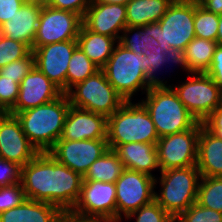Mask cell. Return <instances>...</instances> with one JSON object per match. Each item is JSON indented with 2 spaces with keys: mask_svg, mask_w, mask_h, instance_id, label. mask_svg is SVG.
Listing matches in <instances>:
<instances>
[{
  "mask_svg": "<svg viewBox=\"0 0 222 222\" xmlns=\"http://www.w3.org/2000/svg\"><path fill=\"white\" fill-rule=\"evenodd\" d=\"M20 182L26 199L50 203L65 212L79 199L83 176L57 162L49 152H39L21 167Z\"/></svg>",
  "mask_w": 222,
  "mask_h": 222,
  "instance_id": "1",
  "label": "cell"
},
{
  "mask_svg": "<svg viewBox=\"0 0 222 222\" xmlns=\"http://www.w3.org/2000/svg\"><path fill=\"white\" fill-rule=\"evenodd\" d=\"M70 102L66 93L49 103L13 114L38 152H48L61 138Z\"/></svg>",
  "mask_w": 222,
  "mask_h": 222,
  "instance_id": "2",
  "label": "cell"
},
{
  "mask_svg": "<svg viewBox=\"0 0 222 222\" xmlns=\"http://www.w3.org/2000/svg\"><path fill=\"white\" fill-rule=\"evenodd\" d=\"M158 139L152 118L141 101L136 104L124 101L123 105L107 118L109 149L132 142L157 144Z\"/></svg>",
  "mask_w": 222,
  "mask_h": 222,
  "instance_id": "3",
  "label": "cell"
},
{
  "mask_svg": "<svg viewBox=\"0 0 222 222\" xmlns=\"http://www.w3.org/2000/svg\"><path fill=\"white\" fill-rule=\"evenodd\" d=\"M141 102L147 108L159 138L191 129L198 123L171 85H153Z\"/></svg>",
  "mask_w": 222,
  "mask_h": 222,
  "instance_id": "4",
  "label": "cell"
},
{
  "mask_svg": "<svg viewBox=\"0 0 222 222\" xmlns=\"http://www.w3.org/2000/svg\"><path fill=\"white\" fill-rule=\"evenodd\" d=\"M102 70L125 101H132L133 95L140 89L146 93L153 86L146 75L144 55L136 54L118 42Z\"/></svg>",
  "mask_w": 222,
  "mask_h": 222,
  "instance_id": "5",
  "label": "cell"
},
{
  "mask_svg": "<svg viewBox=\"0 0 222 222\" xmlns=\"http://www.w3.org/2000/svg\"><path fill=\"white\" fill-rule=\"evenodd\" d=\"M161 190L154 193V200L176 219L197 202L200 172L196 165L160 171Z\"/></svg>",
  "mask_w": 222,
  "mask_h": 222,
  "instance_id": "6",
  "label": "cell"
},
{
  "mask_svg": "<svg viewBox=\"0 0 222 222\" xmlns=\"http://www.w3.org/2000/svg\"><path fill=\"white\" fill-rule=\"evenodd\" d=\"M195 0L172 2L165 15L149 24V36L159 42L163 52L168 49L185 50L195 38Z\"/></svg>",
  "mask_w": 222,
  "mask_h": 222,
  "instance_id": "7",
  "label": "cell"
},
{
  "mask_svg": "<svg viewBox=\"0 0 222 222\" xmlns=\"http://www.w3.org/2000/svg\"><path fill=\"white\" fill-rule=\"evenodd\" d=\"M66 95L71 106L107 118L117 111L125 101L108 82L102 69L72 86Z\"/></svg>",
  "mask_w": 222,
  "mask_h": 222,
  "instance_id": "8",
  "label": "cell"
},
{
  "mask_svg": "<svg viewBox=\"0 0 222 222\" xmlns=\"http://www.w3.org/2000/svg\"><path fill=\"white\" fill-rule=\"evenodd\" d=\"M172 88L198 122L222 105V89L207 73H190L186 81Z\"/></svg>",
  "mask_w": 222,
  "mask_h": 222,
  "instance_id": "9",
  "label": "cell"
},
{
  "mask_svg": "<svg viewBox=\"0 0 222 222\" xmlns=\"http://www.w3.org/2000/svg\"><path fill=\"white\" fill-rule=\"evenodd\" d=\"M157 181L155 177L125 168L115 182L116 222H121L122 215L126 218L140 207L151 203Z\"/></svg>",
  "mask_w": 222,
  "mask_h": 222,
  "instance_id": "10",
  "label": "cell"
},
{
  "mask_svg": "<svg viewBox=\"0 0 222 222\" xmlns=\"http://www.w3.org/2000/svg\"><path fill=\"white\" fill-rule=\"evenodd\" d=\"M70 212L97 222H116L115 183L83 180L79 199Z\"/></svg>",
  "mask_w": 222,
  "mask_h": 222,
  "instance_id": "11",
  "label": "cell"
},
{
  "mask_svg": "<svg viewBox=\"0 0 222 222\" xmlns=\"http://www.w3.org/2000/svg\"><path fill=\"white\" fill-rule=\"evenodd\" d=\"M203 123L193 128L160 137L157 141L160 171L196 165L198 138Z\"/></svg>",
  "mask_w": 222,
  "mask_h": 222,
  "instance_id": "12",
  "label": "cell"
},
{
  "mask_svg": "<svg viewBox=\"0 0 222 222\" xmlns=\"http://www.w3.org/2000/svg\"><path fill=\"white\" fill-rule=\"evenodd\" d=\"M83 18L68 10H58L43 3L32 49L51 43L77 40Z\"/></svg>",
  "mask_w": 222,
  "mask_h": 222,
  "instance_id": "13",
  "label": "cell"
},
{
  "mask_svg": "<svg viewBox=\"0 0 222 222\" xmlns=\"http://www.w3.org/2000/svg\"><path fill=\"white\" fill-rule=\"evenodd\" d=\"M108 149L107 139L58 140L48 152L57 162L84 176Z\"/></svg>",
  "mask_w": 222,
  "mask_h": 222,
  "instance_id": "14",
  "label": "cell"
},
{
  "mask_svg": "<svg viewBox=\"0 0 222 222\" xmlns=\"http://www.w3.org/2000/svg\"><path fill=\"white\" fill-rule=\"evenodd\" d=\"M77 47V40H68L32 49L35 67L57 85L63 93H66V74L69 61Z\"/></svg>",
  "mask_w": 222,
  "mask_h": 222,
  "instance_id": "15",
  "label": "cell"
},
{
  "mask_svg": "<svg viewBox=\"0 0 222 222\" xmlns=\"http://www.w3.org/2000/svg\"><path fill=\"white\" fill-rule=\"evenodd\" d=\"M39 152L29 142L17 117L0 114V158L23 167Z\"/></svg>",
  "mask_w": 222,
  "mask_h": 222,
  "instance_id": "16",
  "label": "cell"
},
{
  "mask_svg": "<svg viewBox=\"0 0 222 222\" xmlns=\"http://www.w3.org/2000/svg\"><path fill=\"white\" fill-rule=\"evenodd\" d=\"M62 94V90L34 66L19 84L18 99L8 113L17 114L35 108L54 101Z\"/></svg>",
  "mask_w": 222,
  "mask_h": 222,
  "instance_id": "17",
  "label": "cell"
},
{
  "mask_svg": "<svg viewBox=\"0 0 222 222\" xmlns=\"http://www.w3.org/2000/svg\"><path fill=\"white\" fill-rule=\"evenodd\" d=\"M83 25L90 31L118 41L119 34L127 27L126 6L93 2L83 16Z\"/></svg>",
  "mask_w": 222,
  "mask_h": 222,
  "instance_id": "18",
  "label": "cell"
},
{
  "mask_svg": "<svg viewBox=\"0 0 222 222\" xmlns=\"http://www.w3.org/2000/svg\"><path fill=\"white\" fill-rule=\"evenodd\" d=\"M107 139V117L70 106L59 140Z\"/></svg>",
  "mask_w": 222,
  "mask_h": 222,
  "instance_id": "19",
  "label": "cell"
},
{
  "mask_svg": "<svg viewBox=\"0 0 222 222\" xmlns=\"http://www.w3.org/2000/svg\"><path fill=\"white\" fill-rule=\"evenodd\" d=\"M43 2L25 1L16 14L1 24V35L15 41L34 44Z\"/></svg>",
  "mask_w": 222,
  "mask_h": 222,
  "instance_id": "20",
  "label": "cell"
},
{
  "mask_svg": "<svg viewBox=\"0 0 222 222\" xmlns=\"http://www.w3.org/2000/svg\"><path fill=\"white\" fill-rule=\"evenodd\" d=\"M127 169L155 177L151 172L160 169L156 144L132 142L117 145L114 149Z\"/></svg>",
  "mask_w": 222,
  "mask_h": 222,
  "instance_id": "21",
  "label": "cell"
},
{
  "mask_svg": "<svg viewBox=\"0 0 222 222\" xmlns=\"http://www.w3.org/2000/svg\"><path fill=\"white\" fill-rule=\"evenodd\" d=\"M196 166L201 177L222 176V139L204 126L200 129Z\"/></svg>",
  "mask_w": 222,
  "mask_h": 222,
  "instance_id": "22",
  "label": "cell"
},
{
  "mask_svg": "<svg viewBox=\"0 0 222 222\" xmlns=\"http://www.w3.org/2000/svg\"><path fill=\"white\" fill-rule=\"evenodd\" d=\"M62 211L55 205L25 199L20 205L0 213V222H55Z\"/></svg>",
  "mask_w": 222,
  "mask_h": 222,
  "instance_id": "23",
  "label": "cell"
},
{
  "mask_svg": "<svg viewBox=\"0 0 222 222\" xmlns=\"http://www.w3.org/2000/svg\"><path fill=\"white\" fill-rule=\"evenodd\" d=\"M77 42L84 54L102 69L112 55L118 41L110 36L90 31L82 24Z\"/></svg>",
  "mask_w": 222,
  "mask_h": 222,
  "instance_id": "24",
  "label": "cell"
},
{
  "mask_svg": "<svg viewBox=\"0 0 222 222\" xmlns=\"http://www.w3.org/2000/svg\"><path fill=\"white\" fill-rule=\"evenodd\" d=\"M171 3L170 0H130L126 5L127 26L141 27L158 22Z\"/></svg>",
  "mask_w": 222,
  "mask_h": 222,
  "instance_id": "25",
  "label": "cell"
},
{
  "mask_svg": "<svg viewBox=\"0 0 222 222\" xmlns=\"http://www.w3.org/2000/svg\"><path fill=\"white\" fill-rule=\"evenodd\" d=\"M125 167L113 149L105 151L89 167L83 180L115 183Z\"/></svg>",
  "mask_w": 222,
  "mask_h": 222,
  "instance_id": "26",
  "label": "cell"
},
{
  "mask_svg": "<svg viewBox=\"0 0 222 222\" xmlns=\"http://www.w3.org/2000/svg\"><path fill=\"white\" fill-rule=\"evenodd\" d=\"M218 43L195 37L185 48L184 53L190 73H206L213 60Z\"/></svg>",
  "mask_w": 222,
  "mask_h": 222,
  "instance_id": "27",
  "label": "cell"
},
{
  "mask_svg": "<svg viewBox=\"0 0 222 222\" xmlns=\"http://www.w3.org/2000/svg\"><path fill=\"white\" fill-rule=\"evenodd\" d=\"M122 33L118 43L136 54H144L147 49L153 51L159 45L157 40L149 36V24L141 27L127 26Z\"/></svg>",
  "mask_w": 222,
  "mask_h": 222,
  "instance_id": "28",
  "label": "cell"
},
{
  "mask_svg": "<svg viewBox=\"0 0 222 222\" xmlns=\"http://www.w3.org/2000/svg\"><path fill=\"white\" fill-rule=\"evenodd\" d=\"M100 68L96 66L78 46L70 58L66 74V92L75 84L95 74Z\"/></svg>",
  "mask_w": 222,
  "mask_h": 222,
  "instance_id": "29",
  "label": "cell"
},
{
  "mask_svg": "<svg viewBox=\"0 0 222 222\" xmlns=\"http://www.w3.org/2000/svg\"><path fill=\"white\" fill-rule=\"evenodd\" d=\"M197 203L205 208L222 212V176L200 178Z\"/></svg>",
  "mask_w": 222,
  "mask_h": 222,
  "instance_id": "30",
  "label": "cell"
},
{
  "mask_svg": "<svg viewBox=\"0 0 222 222\" xmlns=\"http://www.w3.org/2000/svg\"><path fill=\"white\" fill-rule=\"evenodd\" d=\"M195 37L217 42L219 14L207 11L195 0Z\"/></svg>",
  "mask_w": 222,
  "mask_h": 222,
  "instance_id": "31",
  "label": "cell"
},
{
  "mask_svg": "<svg viewBox=\"0 0 222 222\" xmlns=\"http://www.w3.org/2000/svg\"><path fill=\"white\" fill-rule=\"evenodd\" d=\"M31 52L32 49L28 44L0 36V68L25 58Z\"/></svg>",
  "mask_w": 222,
  "mask_h": 222,
  "instance_id": "32",
  "label": "cell"
},
{
  "mask_svg": "<svg viewBox=\"0 0 222 222\" xmlns=\"http://www.w3.org/2000/svg\"><path fill=\"white\" fill-rule=\"evenodd\" d=\"M174 222H222V212L205 208L195 202Z\"/></svg>",
  "mask_w": 222,
  "mask_h": 222,
  "instance_id": "33",
  "label": "cell"
},
{
  "mask_svg": "<svg viewBox=\"0 0 222 222\" xmlns=\"http://www.w3.org/2000/svg\"><path fill=\"white\" fill-rule=\"evenodd\" d=\"M134 216V217H133ZM135 222H174L173 219L155 200L129 214L126 219L134 218Z\"/></svg>",
  "mask_w": 222,
  "mask_h": 222,
  "instance_id": "34",
  "label": "cell"
},
{
  "mask_svg": "<svg viewBox=\"0 0 222 222\" xmlns=\"http://www.w3.org/2000/svg\"><path fill=\"white\" fill-rule=\"evenodd\" d=\"M143 55L146 63V75L149 81L154 86H167V80L163 82L164 80H160L161 78L155 75L165 65L164 61L166 60L165 52H163L160 45L156 46L153 51L147 49Z\"/></svg>",
  "mask_w": 222,
  "mask_h": 222,
  "instance_id": "35",
  "label": "cell"
},
{
  "mask_svg": "<svg viewBox=\"0 0 222 222\" xmlns=\"http://www.w3.org/2000/svg\"><path fill=\"white\" fill-rule=\"evenodd\" d=\"M35 58L33 52L23 59H19L0 68V76L15 80L20 84L23 78L34 68Z\"/></svg>",
  "mask_w": 222,
  "mask_h": 222,
  "instance_id": "36",
  "label": "cell"
},
{
  "mask_svg": "<svg viewBox=\"0 0 222 222\" xmlns=\"http://www.w3.org/2000/svg\"><path fill=\"white\" fill-rule=\"evenodd\" d=\"M25 199L21 182L0 187V213L20 205Z\"/></svg>",
  "mask_w": 222,
  "mask_h": 222,
  "instance_id": "37",
  "label": "cell"
},
{
  "mask_svg": "<svg viewBox=\"0 0 222 222\" xmlns=\"http://www.w3.org/2000/svg\"><path fill=\"white\" fill-rule=\"evenodd\" d=\"M19 84L13 79L0 76V110L8 113L18 99Z\"/></svg>",
  "mask_w": 222,
  "mask_h": 222,
  "instance_id": "38",
  "label": "cell"
},
{
  "mask_svg": "<svg viewBox=\"0 0 222 222\" xmlns=\"http://www.w3.org/2000/svg\"><path fill=\"white\" fill-rule=\"evenodd\" d=\"M94 0H47L46 4L58 10H68L79 14L82 18Z\"/></svg>",
  "mask_w": 222,
  "mask_h": 222,
  "instance_id": "39",
  "label": "cell"
},
{
  "mask_svg": "<svg viewBox=\"0 0 222 222\" xmlns=\"http://www.w3.org/2000/svg\"><path fill=\"white\" fill-rule=\"evenodd\" d=\"M21 167L0 158V187L20 182Z\"/></svg>",
  "mask_w": 222,
  "mask_h": 222,
  "instance_id": "40",
  "label": "cell"
},
{
  "mask_svg": "<svg viewBox=\"0 0 222 222\" xmlns=\"http://www.w3.org/2000/svg\"><path fill=\"white\" fill-rule=\"evenodd\" d=\"M202 123L208 131L222 139V105L217 107Z\"/></svg>",
  "mask_w": 222,
  "mask_h": 222,
  "instance_id": "41",
  "label": "cell"
},
{
  "mask_svg": "<svg viewBox=\"0 0 222 222\" xmlns=\"http://www.w3.org/2000/svg\"><path fill=\"white\" fill-rule=\"evenodd\" d=\"M206 73L222 89V46L217 45L212 63Z\"/></svg>",
  "mask_w": 222,
  "mask_h": 222,
  "instance_id": "42",
  "label": "cell"
},
{
  "mask_svg": "<svg viewBox=\"0 0 222 222\" xmlns=\"http://www.w3.org/2000/svg\"><path fill=\"white\" fill-rule=\"evenodd\" d=\"M24 3V0H0V23L12 18Z\"/></svg>",
  "mask_w": 222,
  "mask_h": 222,
  "instance_id": "43",
  "label": "cell"
},
{
  "mask_svg": "<svg viewBox=\"0 0 222 222\" xmlns=\"http://www.w3.org/2000/svg\"><path fill=\"white\" fill-rule=\"evenodd\" d=\"M165 58H166V60L164 61L165 64L166 63L167 64L175 63V65L178 64L179 66L182 67V69H184V71H187V74H188L189 68H188L184 51L180 49H175V48L168 49L165 52Z\"/></svg>",
  "mask_w": 222,
  "mask_h": 222,
  "instance_id": "44",
  "label": "cell"
},
{
  "mask_svg": "<svg viewBox=\"0 0 222 222\" xmlns=\"http://www.w3.org/2000/svg\"><path fill=\"white\" fill-rule=\"evenodd\" d=\"M55 222H97V221L74 215L70 211H65V212H62L57 217Z\"/></svg>",
  "mask_w": 222,
  "mask_h": 222,
  "instance_id": "45",
  "label": "cell"
},
{
  "mask_svg": "<svg viewBox=\"0 0 222 222\" xmlns=\"http://www.w3.org/2000/svg\"><path fill=\"white\" fill-rule=\"evenodd\" d=\"M198 2L207 11L217 14L222 13V0H198Z\"/></svg>",
  "mask_w": 222,
  "mask_h": 222,
  "instance_id": "46",
  "label": "cell"
},
{
  "mask_svg": "<svg viewBox=\"0 0 222 222\" xmlns=\"http://www.w3.org/2000/svg\"><path fill=\"white\" fill-rule=\"evenodd\" d=\"M130 0H94V2H102L106 4H122L127 5Z\"/></svg>",
  "mask_w": 222,
  "mask_h": 222,
  "instance_id": "47",
  "label": "cell"
},
{
  "mask_svg": "<svg viewBox=\"0 0 222 222\" xmlns=\"http://www.w3.org/2000/svg\"><path fill=\"white\" fill-rule=\"evenodd\" d=\"M217 43L222 46V13L219 14V29L217 33Z\"/></svg>",
  "mask_w": 222,
  "mask_h": 222,
  "instance_id": "48",
  "label": "cell"
},
{
  "mask_svg": "<svg viewBox=\"0 0 222 222\" xmlns=\"http://www.w3.org/2000/svg\"><path fill=\"white\" fill-rule=\"evenodd\" d=\"M24 1H36V2H43V3H45V0H24Z\"/></svg>",
  "mask_w": 222,
  "mask_h": 222,
  "instance_id": "49",
  "label": "cell"
},
{
  "mask_svg": "<svg viewBox=\"0 0 222 222\" xmlns=\"http://www.w3.org/2000/svg\"><path fill=\"white\" fill-rule=\"evenodd\" d=\"M171 2H178V1H180V0H170Z\"/></svg>",
  "mask_w": 222,
  "mask_h": 222,
  "instance_id": "50",
  "label": "cell"
}]
</instances>
